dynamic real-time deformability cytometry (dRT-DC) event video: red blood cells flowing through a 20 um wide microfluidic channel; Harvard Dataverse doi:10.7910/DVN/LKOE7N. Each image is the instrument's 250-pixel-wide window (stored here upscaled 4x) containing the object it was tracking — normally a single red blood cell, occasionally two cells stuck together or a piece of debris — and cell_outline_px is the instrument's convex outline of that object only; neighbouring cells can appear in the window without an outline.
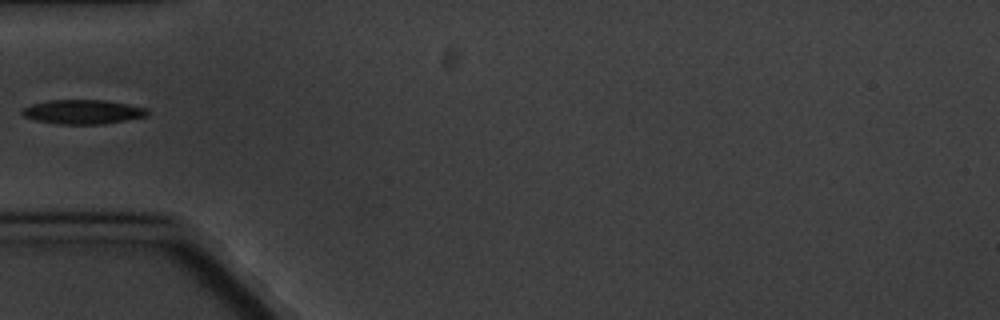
{"species": "common noctule bat (a hibernating species)", "species_latin": "Nyctalus noctula", "temperature_condition": "cold", "stored_images_in_passage": 2, "camera_frame_rate_fps": 3000, "um_per_image_px": 0.085, "animal": {"sex": "male", "body_mass_g": 20.1, "forearm_length_mm": 53.5}, "frame": {"image": 1, "passage_image": 2, "time_ms": 1.333, "image_size_px": [1000, 320], "cell_outline_px": [[148, 116], [128, 120], [104, 124], [56, 124], [36, 120], [24, 116], [20, 112], [24, 108], [32, 104], [48, 100], [104, 100], [128, 104], [148, 108]], "centroid_in_image_um": [7.07, 9.51], "position_along_channel_um": 77.9, "area_um2": 17.8}}